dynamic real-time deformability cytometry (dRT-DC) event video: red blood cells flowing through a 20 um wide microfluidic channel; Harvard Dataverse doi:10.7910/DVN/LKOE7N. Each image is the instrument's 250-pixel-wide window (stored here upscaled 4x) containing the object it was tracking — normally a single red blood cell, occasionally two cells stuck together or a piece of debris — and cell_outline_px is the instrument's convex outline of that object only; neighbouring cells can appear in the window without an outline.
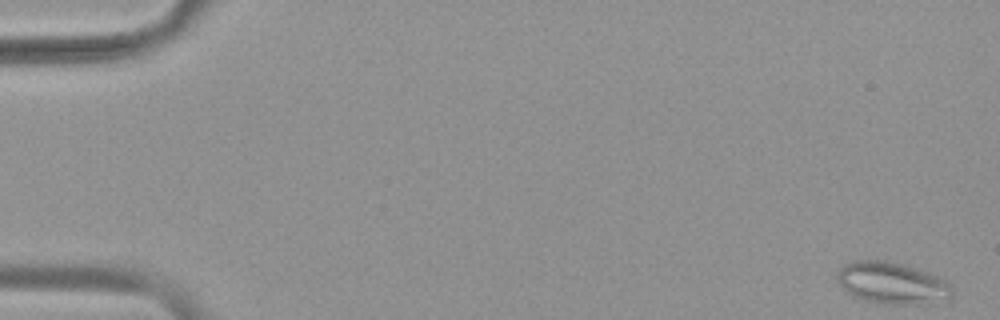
{"species": "common noctule bat (a hibernating species)", "species_latin": "Nyctalus noctula", "temperature_condition": "warm", "stored_images_in_passage": 53, "camera_frame_rate_fps": 3000, "um_per_image_px": 0.085, "animal": {"sex": "female", "body_mass_g": 19.9}, "frame": {"image": 1, "passage_image": 1, "time_ms": 0.0, "image_size_px": [1000, 320], "cell_outline_px": [[952, 296], [916, 304], [888, 304], [864, 300], [840, 288], [836, 280], [836, 276], [840, 268], [844, 264], [852, 260], [884, 260], [900, 264], [936, 276], [944, 280], [948, 284], [952, 292]], "centroid_in_image_um": [75.69, 24.04], "position_along_channel_um": 9.3, "area_um2": 27.22}}
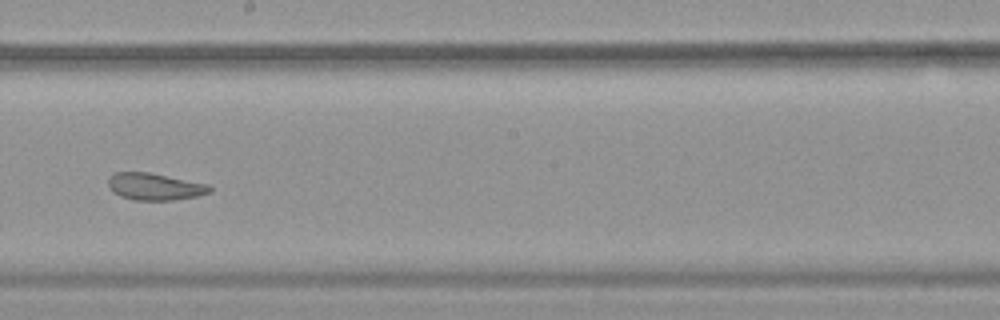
{"frame": {"image": 2, "passage_image": 31, "time_ms": 10.0, "image_size_px": [1000, 320], "cell_outline_px": [[212, 192], [196, 196], [176, 200], [136, 200], [120, 196], [112, 192], [108, 188], [108, 176], [116, 172], [148, 172], [208, 184], [212, 188]], "centroid_in_image_um": [13.13, 15.86], "position_along_channel_um": 235.1, "area_um2": 16.07}}
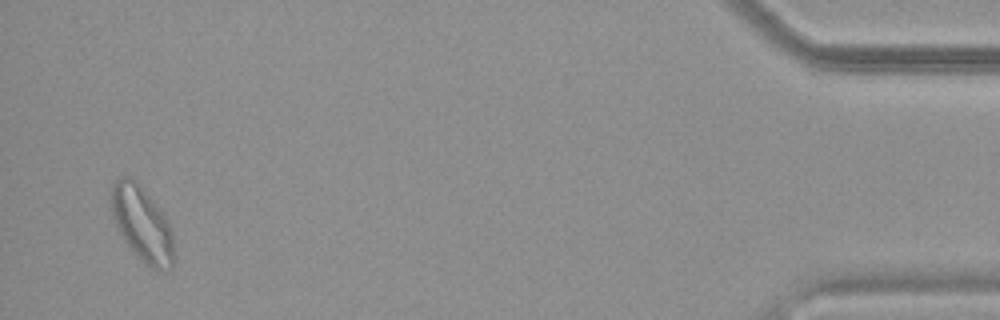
{"frame": {"image": 3, "passage_image": 52, "time_ms": 17.0, "image_size_px": [1000, 320], "cell_outline_px": [[176, 256], [172, 268], [152, 268], [144, 264], [140, 260], [124, 240], [112, 216], [108, 200], [112, 184], [120, 176], [128, 176], [136, 180], [140, 184], [156, 204], [164, 216], [172, 232]], "centroid_in_image_um": [12.05, 19.01], "position_along_channel_um": 423.1, "area_um2": 27.69}, "authors_computed_cell_mechanics": {"area_um2": 21.964, "velocity_mm_per_s": 3.7709, "shape_relaxation_time_tau1_ms": null, "shape_relaxation_time_tau2_ms": 2.3048, "deformation_change_tau1": null, "deformation_change_tau2": 0.0754}}